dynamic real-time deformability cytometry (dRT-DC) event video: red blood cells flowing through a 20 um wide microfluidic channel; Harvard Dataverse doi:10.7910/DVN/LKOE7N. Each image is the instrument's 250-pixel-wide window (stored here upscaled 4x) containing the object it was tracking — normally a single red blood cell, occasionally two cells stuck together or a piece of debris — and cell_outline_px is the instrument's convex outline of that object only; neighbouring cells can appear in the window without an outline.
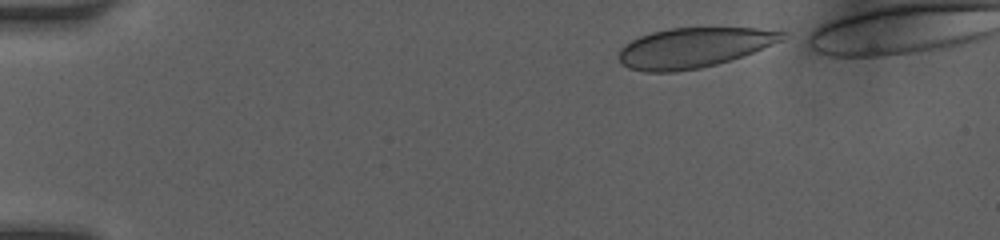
{"species": "human", "species_latin": "Homo sapiens", "temperature_condition": "room temperature", "stored_images_in_passage": 41, "camera_frame_rate_fps": 3000, "um_per_image_px": 0.085, "donor": {"sex": "female"}, "frame": {"image": 1, "passage_image": 1, "time_ms": 0.0, "image_size_px": [1000, 240], "cell_outline_px": [[784, 36], [780, 40], [752, 52], [716, 64], [700, 68], [672, 72], [644, 72], [628, 68], [620, 64], [620, 48], [624, 44], [640, 36], [652, 32], [672, 28], [756, 28], [784, 32]], "centroid_in_image_um": [58.87, 4.06], "position_along_channel_um": 26.1, "area_um2": 37.45}}
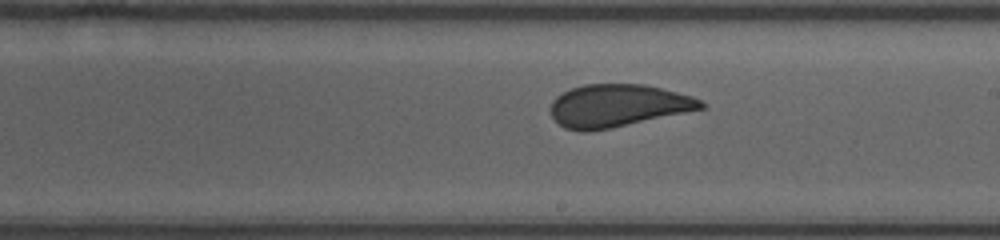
{"frame": {"image": 2, "passage_image": 23, "time_ms": 7.333, "image_size_px": [1000, 240], "cell_outline_px": [[708, 104], [704, 108], [608, 128], [588, 132], [580, 132], [564, 128], [552, 116], [552, 100], [556, 96], [572, 88], [584, 84], [644, 84], [692, 96]], "centroid_in_image_um": [52.49, 8.97], "position_along_channel_um": 236.5, "area_um2": 36.82}}
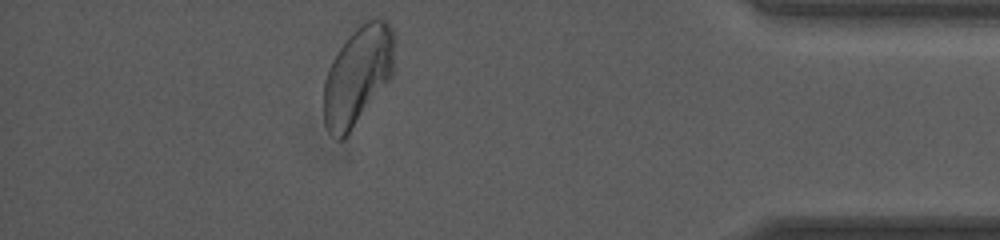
{"frame": {"image": 3, "passage_image": 38, "time_ms": 12.333, "image_size_px": [1000, 240], "cell_outline_px": [[396, 40], [392, 76], [348, 132], [340, 140], [336, 140], [324, 124], [324, 80], [332, 60], [356, 20], [372, 16], [376, 16], [388, 20], [396, 36]], "centroid_in_image_um": [30.43, 6.23], "position_along_channel_um": 404.8, "area_um2": 41.38}, "authors_computed_cell_mechanics": {"area_um2": 38.437, "velocity_mm_per_s": 4.1077, "shape_relaxation_time_tau1_ms": 5.7182, "shape_relaxation_time_tau2_ms": null, "deformation_change_tau1": 0.115, "deformation_change_tau2": null}}